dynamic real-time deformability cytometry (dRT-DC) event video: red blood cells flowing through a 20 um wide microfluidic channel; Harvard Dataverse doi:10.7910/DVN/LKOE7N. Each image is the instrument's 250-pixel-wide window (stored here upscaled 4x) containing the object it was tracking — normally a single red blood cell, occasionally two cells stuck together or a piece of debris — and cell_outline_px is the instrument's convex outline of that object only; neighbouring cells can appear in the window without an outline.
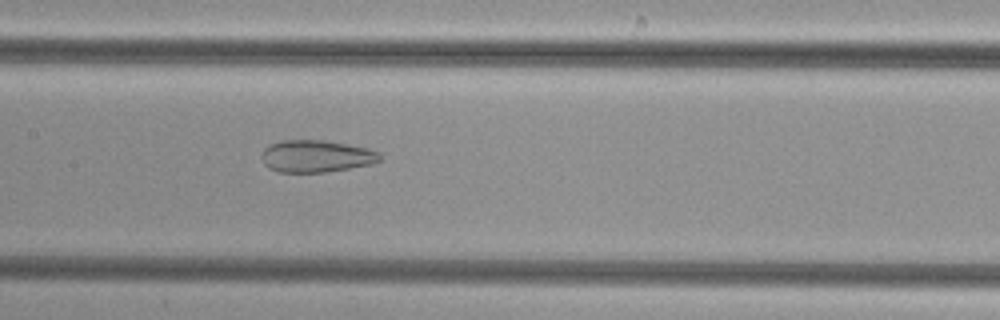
{"species": "common noctule bat (a hibernating species)", "species_latin": "Nyctalus noctula", "temperature_condition": "cold", "stored_images_in_passage": 41, "camera_frame_rate_fps": 3000, "um_per_image_px": 0.085, "animal": {"sex": "female", "body_mass_g": 29.2, "forearm_length_mm": 56.3}, "frame": {"image": 1, "passage_image": 15, "time_ms": 4.667, "image_size_px": [1000, 320], "cell_outline_px": [[380, 160], [372, 164], [324, 172], [280, 172], [268, 168], [264, 164], [260, 156], [264, 148], [268, 144], [280, 140], [324, 140], [368, 148], [380, 152]], "centroid_in_image_um": [26.83, 13.27], "position_along_channel_um": 180.6, "area_um2": 22.25}}
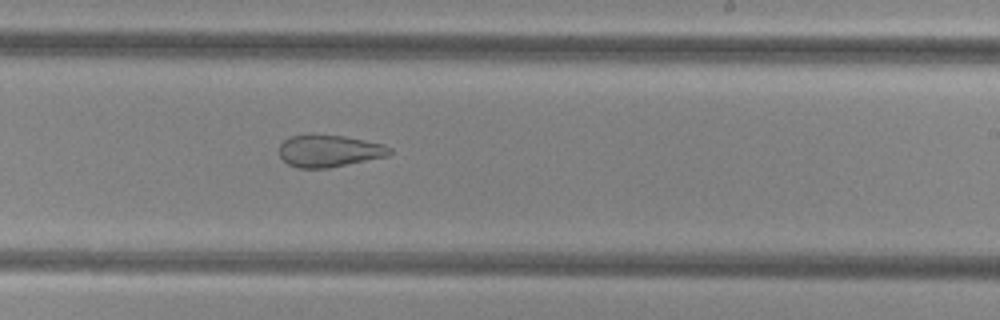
{"frame": {"image": 2, "passage_image": 21, "time_ms": 6.667, "image_size_px": [1000, 320], "cell_outline_px": [[392, 152], [388, 156], [328, 168], [296, 168], [288, 164], [280, 156], [280, 144], [288, 136], [312, 132], [344, 136], [384, 144], [392, 148]], "centroid_in_image_um": [27.95, 12.79], "position_along_channel_um": 261.0, "area_um2": 21.15}}
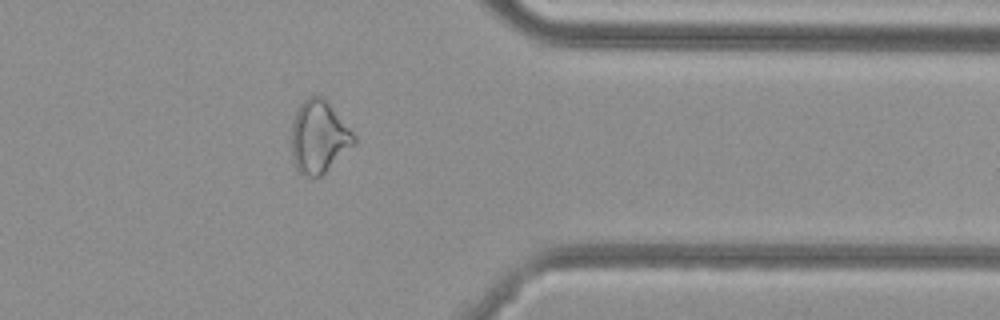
{"frame": {"image": 3, "passage_image": 31, "time_ms": 10.0, "image_size_px": [1000, 320], "cell_outline_px": [[356, 144], [320, 176], [304, 176], [296, 168], [292, 160], [292, 120], [300, 104], [308, 96], [320, 96], [328, 104], [356, 136]], "centroid_in_image_um": [27.09, 11.66], "position_along_channel_um": 384.3, "area_um2": 26.01}}